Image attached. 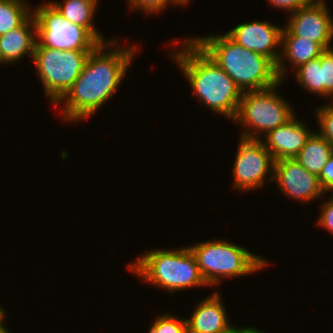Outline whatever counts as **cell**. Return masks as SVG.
I'll return each instance as SVG.
<instances>
[{
	"label": "cell",
	"mask_w": 333,
	"mask_h": 333,
	"mask_svg": "<svg viewBox=\"0 0 333 333\" xmlns=\"http://www.w3.org/2000/svg\"><path fill=\"white\" fill-rule=\"evenodd\" d=\"M24 0H0V36L21 26L33 12Z\"/></svg>",
	"instance_id": "obj_19"
},
{
	"label": "cell",
	"mask_w": 333,
	"mask_h": 333,
	"mask_svg": "<svg viewBox=\"0 0 333 333\" xmlns=\"http://www.w3.org/2000/svg\"><path fill=\"white\" fill-rule=\"evenodd\" d=\"M318 181L321 189L326 192L333 191V154L323 167L318 176Z\"/></svg>",
	"instance_id": "obj_26"
},
{
	"label": "cell",
	"mask_w": 333,
	"mask_h": 333,
	"mask_svg": "<svg viewBox=\"0 0 333 333\" xmlns=\"http://www.w3.org/2000/svg\"><path fill=\"white\" fill-rule=\"evenodd\" d=\"M11 331H9V330H6V331H4V332H2V333H10Z\"/></svg>",
	"instance_id": "obj_34"
},
{
	"label": "cell",
	"mask_w": 333,
	"mask_h": 333,
	"mask_svg": "<svg viewBox=\"0 0 333 333\" xmlns=\"http://www.w3.org/2000/svg\"><path fill=\"white\" fill-rule=\"evenodd\" d=\"M131 9L142 10L144 13L155 14L163 11L171 0H127Z\"/></svg>",
	"instance_id": "obj_24"
},
{
	"label": "cell",
	"mask_w": 333,
	"mask_h": 333,
	"mask_svg": "<svg viewBox=\"0 0 333 333\" xmlns=\"http://www.w3.org/2000/svg\"><path fill=\"white\" fill-rule=\"evenodd\" d=\"M293 117L287 123L268 132L265 135V148L271 153L275 161L280 159H294L305 146L312 131L300 120Z\"/></svg>",
	"instance_id": "obj_13"
},
{
	"label": "cell",
	"mask_w": 333,
	"mask_h": 333,
	"mask_svg": "<svg viewBox=\"0 0 333 333\" xmlns=\"http://www.w3.org/2000/svg\"><path fill=\"white\" fill-rule=\"evenodd\" d=\"M93 50H57L36 42L33 57L36 73L43 90L55 105L72 87L81 74L88 55Z\"/></svg>",
	"instance_id": "obj_7"
},
{
	"label": "cell",
	"mask_w": 333,
	"mask_h": 333,
	"mask_svg": "<svg viewBox=\"0 0 333 333\" xmlns=\"http://www.w3.org/2000/svg\"><path fill=\"white\" fill-rule=\"evenodd\" d=\"M286 196L294 200L310 202L325 194L318 177L308 172L295 159H280L274 162L273 180Z\"/></svg>",
	"instance_id": "obj_12"
},
{
	"label": "cell",
	"mask_w": 333,
	"mask_h": 333,
	"mask_svg": "<svg viewBox=\"0 0 333 333\" xmlns=\"http://www.w3.org/2000/svg\"><path fill=\"white\" fill-rule=\"evenodd\" d=\"M239 140L232 170L233 185L236 189L244 192L260 189L265 184V180L268 179L266 178L268 174H271L269 180H273L275 160L265 148L262 139L240 137Z\"/></svg>",
	"instance_id": "obj_9"
},
{
	"label": "cell",
	"mask_w": 333,
	"mask_h": 333,
	"mask_svg": "<svg viewBox=\"0 0 333 333\" xmlns=\"http://www.w3.org/2000/svg\"><path fill=\"white\" fill-rule=\"evenodd\" d=\"M5 311L4 309L0 306V333L4 332L7 330V328H5L4 326V322L3 320L5 319Z\"/></svg>",
	"instance_id": "obj_28"
},
{
	"label": "cell",
	"mask_w": 333,
	"mask_h": 333,
	"mask_svg": "<svg viewBox=\"0 0 333 333\" xmlns=\"http://www.w3.org/2000/svg\"><path fill=\"white\" fill-rule=\"evenodd\" d=\"M242 333H264V332H262V331H260V330H258V329H255V328H253V327H242Z\"/></svg>",
	"instance_id": "obj_29"
},
{
	"label": "cell",
	"mask_w": 333,
	"mask_h": 333,
	"mask_svg": "<svg viewBox=\"0 0 333 333\" xmlns=\"http://www.w3.org/2000/svg\"><path fill=\"white\" fill-rule=\"evenodd\" d=\"M127 268L171 294L191 287L208 286L189 247L148 251L129 263Z\"/></svg>",
	"instance_id": "obj_4"
},
{
	"label": "cell",
	"mask_w": 333,
	"mask_h": 333,
	"mask_svg": "<svg viewBox=\"0 0 333 333\" xmlns=\"http://www.w3.org/2000/svg\"><path fill=\"white\" fill-rule=\"evenodd\" d=\"M189 1H190V0H171L172 4H176V5H179V4H180V6H181V5L183 6V4H184V5L188 4Z\"/></svg>",
	"instance_id": "obj_31"
},
{
	"label": "cell",
	"mask_w": 333,
	"mask_h": 333,
	"mask_svg": "<svg viewBox=\"0 0 333 333\" xmlns=\"http://www.w3.org/2000/svg\"><path fill=\"white\" fill-rule=\"evenodd\" d=\"M37 42V24L32 14L21 26L0 36V49L6 64H13L24 55L33 57Z\"/></svg>",
	"instance_id": "obj_15"
},
{
	"label": "cell",
	"mask_w": 333,
	"mask_h": 333,
	"mask_svg": "<svg viewBox=\"0 0 333 333\" xmlns=\"http://www.w3.org/2000/svg\"><path fill=\"white\" fill-rule=\"evenodd\" d=\"M171 55L188 79L194 95L212 112L234 120L242 91L189 37Z\"/></svg>",
	"instance_id": "obj_2"
},
{
	"label": "cell",
	"mask_w": 333,
	"mask_h": 333,
	"mask_svg": "<svg viewBox=\"0 0 333 333\" xmlns=\"http://www.w3.org/2000/svg\"><path fill=\"white\" fill-rule=\"evenodd\" d=\"M50 3L71 23L84 27L100 44L108 42L104 41L102 33L93 25L98 0H64L63 3Z\"/></svg>",
	"instance_id": "obj_17"
},
{
	"label": "cell",
	"mask_w": 333,
	"mask_h": 333,
	"mask_svg": "<svg viewBox=\"0 0 333 333\" xmlns=\"http://www.w3.org/2000/svg\"><path fill=\"white\" fill-rule=\"evenodd\" d=\"M283 27L265 21L246 22L225 33L236 44L269 58L277 65L281 53V33Z\"/></svg>",
	"instance_id": "obj_11"
},
{
	"label": "cell",
	"mask_w": 333,
	"mask_h": 333,
	"mask_svg": "<svg viewBox=\"0 0 333 333\" xmlns=\"http://www.w3.org/2000/svg\"><path fill=\"white\" fill-rule=\"evenodd\" d=\"M326 0H311L290 14L289 22L281 35H295L319 43L330 49L333 38V18L325 5Z\"/></svg>",
	"instance_id": "obj_10"
},
{
	"label": "cell",
	"mask_w": 333,
	"mask_h": 333,
	"mask_svg": "<svg viewBox=\"0 0 333 333\" xmlns=\"http://www.w3.org/2000/svg\"><path fill=\"white\" fill-rule=\"evenodd\" d=\"M294 72L298 83L310 93L323 96V84H321V55L309 62L302 64Z\"/></svg>",
	"instance_id": "obj_20"
},
{
	"label": "cell",
	"mask_w": 333,
	"mask_h": 333,
	"mask_svg": "<svg viewBox=\"0 0 333 333\" xmlns=\"http://www.w3.org/2000/svg\"><path fill=\"white\" fill-rule=\"evenodd\" d=\"M194 254L199 271L208 286H216L221 278L257 272L268 265L267 260L250 250L226 240H208L188 246Z\"/></svg>",
	"instance_id": "obj_5"
},
{
	"label": "cell",
	"mask_w": 333,
	"mask_h": 333,
	"mask_svg": "<svg viewBox=\"0 0 333 333\" xmlns=\"http://www.w3.org/2000/svg\"><path fill=\"white\" fill-rule=\"evenodd\" d=\"M117 42L118 40L113 39L99 44L88 55L83 70L72 87L55 104L64 103L62 117L65 121L78 122L89 118L120 88L136 55L137 45L116 49L113 46L118 45ZM110 45L113 47L111 50L108 49Z\"/></svg>",
	"instance_id": "obj_1"
},
{
	"label": "cell",
	"mask_w": 333,
	"mask_h": 333,
	"mask_svg": "<svg viewBox=\"0 0 333 333\" xmlns=\"http://www.w3.org/2000/svg\"><path fill=\"white\" fill-rule=\"evenodd\" d=\"M279 84L281 85V81L264 90L242 93L238 111L233 120L242 127L245 126L240 137L260 140L261 134L265 135L284 125L295 116L290 104L275 91Z\"/></svg>",
	"instance_id": "obj_6"
},
{
	"label": "cell",
	"mask_w": 333,
	"mask_h": 333,
	"mask_svg": "<svg viewBox=\"0 0 333 333\" xmlns=\"http://www.w3.org/2000/svg\"><path fill=\"white\" fill-rule=\"evenodd\" d=\"M219 295L216 291L197 304L191 318L186 319L188 333H223L232 327Z\"/></svg>",
	"instance_id": "obj_14"
},
{
	"label": "cell",
	"mask_w": 333,
	"mask_h": 333,
	"mask_svg": "<svg viewBox=\"0 0 333 333\" xmlns=\"http://www.w3.org/2000/svg\"><path fill=\"white\" fill-rule=\"evenodd\" d=\"M37 42L57 50H94L100 43L80 25L73 24L48 1L33 11Z\"/></svg>",
	"instance_id": "obj_8"
},
{
	"label": "cell",
	"mask_w": 333,
	"mask_h": 333,
	"mask_svg": "<svg viewBox=\"0 0 333 333\" xmlns=\"http://www.w3.org/2000/svg\"><path fill=\"white\" fill-rule=\"evenodd\" d=\"M6 64L5 62H4V60H3V57H2V53H1V49H0V65L1 64Z\"/></svg>",
	"instance_id": "obj_33"
},
{
	"label": "cell",
	"mask_w": 333,
	"mask_h": 333,
	"mask_svg": "<svg viewBox=\"0 0 333 333\" xmlns=\"http://www.w3.org/2000/svg\"><path fill=\"white\" fill-rule=\"evenodd\" d=\"M321 84L323 97L333 98V48L326 49L321 54Z\"/></svg>",
	"instance_id": "obj_21"
},
{
	"label": "cell",
	"mask_w": 333,
	"mask_h": 333,
	"mask_svg": "<svg viewBox=\"0 0 333 333\" xmlns=\"http://www.w3.org/2000/svg\"><path fill=\"white\" fill-rule=\"evenodd\" d=\"M190 39L242 92L264 90L280 82L276 65L269 58L236 44L225 33Z\"/></svg>",
	"instance_id": "obj_3"
},
{
	"label": "cell",
	"mask_w": 333,
	"mask_h": 333,
	"mask_svg": "<svg viewBox=\"0 0 333 333\" xmlns=\"http://www.w3.org/2000/svg\"><path fill=\"white\" fill-rule=\"evenodd\" d=\"M317 122L320 126L319 133L333 147V102L330 104L318 107L316 109Z\"/></svg>",
	"instance_id": "obj_23"
},
{
	"label": "cell",
	"mask_w": 333,
	"mask_h": 333,
	"mask_svg": "<svg viewBox=\"0 0 333 333\" xmlns=\"http://www.w3.org/2000/svg\"><path fill=\"white\" fill-rule=\"evenodd\" d=\"M148 333H162V329H156L153 325H151Z\"/></svg>",
	"instance_id": "obj_32"
},
{
	"label": "cell",
	"mask_w": 333,
	"mask_h": 333,
	"mask_svg": "<svg viewBox=\"0 0 333 333\" xmlns=\"http://www.w3.org/2000/svg\"><path fill=\"white\" fill-rule=\"evenodd\" d=\"M281 47L282 51H279L281 55L276 65L277 75L281 82L286 77L287 70V66L283 63L284 59L291 62L290 65L296 70L325 51L319 43L295 35H281Z\"/></svg>",
	"instance_id": "obj_16"
},
{
	"label": "cell",
	"mask_w": 333,
	"mask_h": 333,
	"mask_svg": "<svg viewBox=\"0 0 333 333\" xmlns=\"http://www.w3.org/2000/svg\"><path fill=\"white\" fill-rule=\"evenodd\" d=\"M321 206L318 224L333 234V194Z\"/></svg>",
	"instance_id": "obj_25"
},
{
	"label": "cell",
	"mask_w": 333,
	"mask_h": 333,
	"mask_svg": "<svg viewBox=\"0 0 333 333\" xmlns=\"http://www.w3.org/2000/svg\"><path fill=\"white\" fill-rule=\"evenodd\" d=\"M269 3L277 9H284L291 14L300 7L307 5L311 0H268Z\"/></svg>",
	"instance_id": "obj_27"
},
{
	"label": "cell",
	"mask_w": 333,
	"mask_h": 333,
	"mask_svg": "<svg viewBox=\"0 0 333 333\" xmlns=\"http://www.w3.org/2000/svg\"><path fill=\"white\" fill-rule=\"evenodd\" d=\"M332 154V145L319 132H312L294 159L318 177Z\"/></svg>",
	"instance_id": "obj_18"
},
{
	"label": "cell",
	"mask_w": 333,
	"mask_h": 333,
	"mask_svg": "<svg viewBox=\"0 0 333 333\" xmlns=\"http://www.w3.org/2000/svg\"><path fill=\"white\" fill-rule=\"evenodd\" d=\"M152 325L156 329H162V333H188L186 319L169 313L155 317Z\"/></svg>",
	"instance_id": "obj_22"
},
{
	"label": "cell",
	"mask_w": 333,
	"mask_h": 333,
	"mask_svg": "<svg viewBox=\"0 0 333 333\" xmlns=\"http://www.w3.org/2000/svg\"><path fill=\"white\" fill-rule=\"evenodd\" d=\"M223 333H242V328H236L235 326H232L226 332Z\"/></svg>",
	"instance_id": "obj_30"
}]
</instances>
